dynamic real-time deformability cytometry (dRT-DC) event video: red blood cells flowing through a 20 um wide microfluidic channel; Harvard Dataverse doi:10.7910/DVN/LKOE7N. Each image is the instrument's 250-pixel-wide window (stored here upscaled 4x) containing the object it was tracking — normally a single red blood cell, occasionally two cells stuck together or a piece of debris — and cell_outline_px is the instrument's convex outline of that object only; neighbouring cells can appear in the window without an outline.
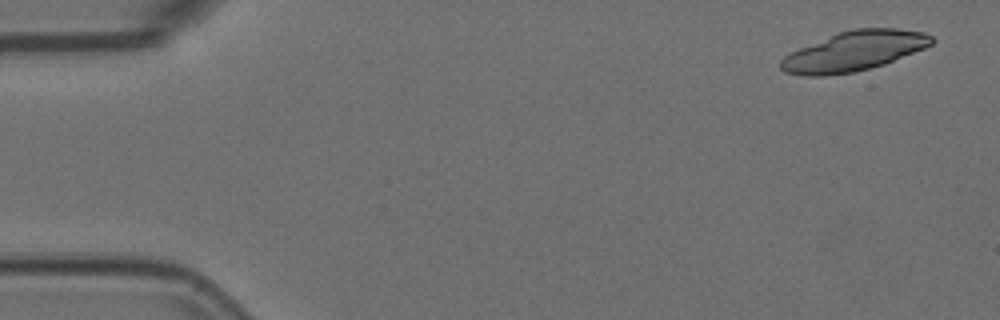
{"species": "Egyptian fruit bat (a non-hibernating species)", "species_latin": "Rousettus aegyptiacus", "temperature_condition": "room temperature", "stored_images_in_passage": 5, "segment_of_instrument_passage": [1, 2], "camera_frame_rate_fps": 3000, "um_per_image_px": 0.085, "animal": {"sex": "female"}, "frame": {"image": 1, "passage_image": 1, "time_ms": 0.0, "image_size_px": [1000, 320], "cell_outline_px": [[936, 40], [932, 44], [924, 48], [884, 64], [852, 72], [824, 76], [800, 76], [784, 72], [780, 68], [780, 60], [784, 56], [800, 48], [840, 32], [852, 28], [896, 28], [924, 32], [932, 36]], "centroid_in_image_um": [72.6, 4.35], "position_along_channel_um": 12.4, "area_um2": 34.62}}